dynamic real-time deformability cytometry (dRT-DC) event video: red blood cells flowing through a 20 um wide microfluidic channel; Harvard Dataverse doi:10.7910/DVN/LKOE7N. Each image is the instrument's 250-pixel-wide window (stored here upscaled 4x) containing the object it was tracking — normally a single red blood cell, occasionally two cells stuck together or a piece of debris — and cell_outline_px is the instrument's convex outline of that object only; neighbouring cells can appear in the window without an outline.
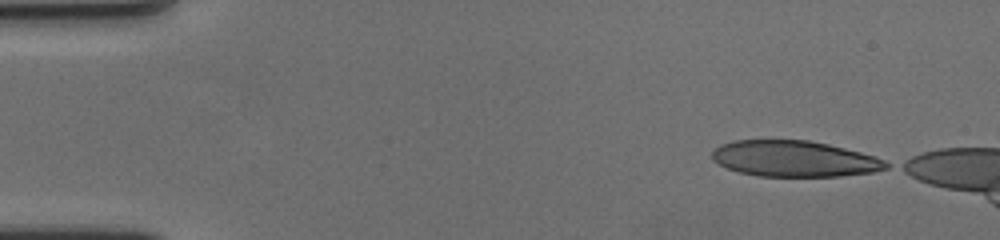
{"species": "human", "species_latin": "Homo sapiens", "temperature_condition": "cold", "stored_images_in_passage": 51, "camera_frame_rate_fps": 3000, "um_per_image_px": 0.085, "donor": {"sex": "female"}, "frame": {"image": 1, "passage_image": 1, "time_ms": 0.0, "image_size_px": [1000, 240], "cell_outline_px": [[892, 164], [888, 168], [872, 172], [840, 176], [760, 176], [740, 172], [728, 168], [712, 160], [712, 152], [720, 144], [736, 140], [808, 140], [828, 144], [860, 152], [884, 160]], "centroid_in_image_um": [67.52, 13.49], "position_along_channel_um": 17.5, "area_um2": 36.3}}
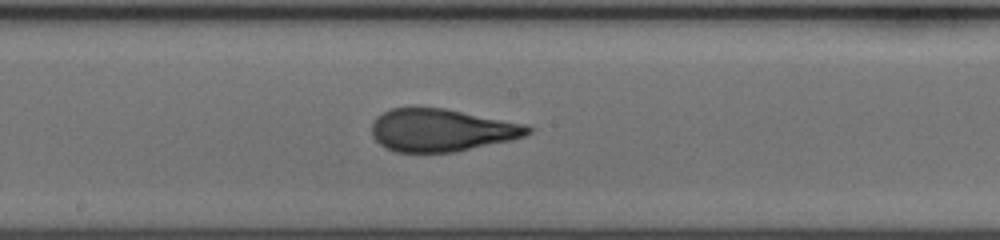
{"frame": {"image": 2, "passage_image": 27, "time_ms": 8.667, "image_size_px": [1000, 240], "cell_outline_px": [[532, 132], [524, 136], [512, 140], [456, 152], [396, 152], [380, 144], [372, 136], [372, 124], [376, 116], [392, 108], [444, 108], [524, 124], [532, 128]], "centroid_in_image_um": [37.53, 11.07], "position_along_channel_um": 210.7, "area_um2": 38.55}}
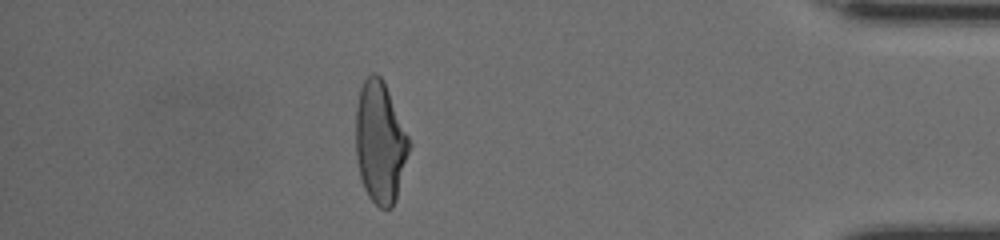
{"frame": {"image": 3, "passage_image": 47, "time_ms": 15.333, "image_size_px": [1000, 240], "cell_outline_px": [[412, 144], [396, 200], [392, 208], [380, 208], [368, 196], [364, 188], [360, 176], [356, 160], [356, 108], [360, 88], [364, 80], [372, 72], [376, 72], [380, 76], [388, 92]], "centroid_in_image_um": [32.31, 12.14], "position_along_channel_um": 402.9, "area_um2": 37.8}, "authors_computed_cell_mechanics": {"area_um2": 38.4948, "velocity_mm_per_s": 3.5401, "shape_relaxation_time_tau1_ms": 4.9666, "shape_relaxation_time_tau2_ms": 1.0065, "deformation_change_tau1": 0.2021, "deformation_change_tau2": 0.0876}}